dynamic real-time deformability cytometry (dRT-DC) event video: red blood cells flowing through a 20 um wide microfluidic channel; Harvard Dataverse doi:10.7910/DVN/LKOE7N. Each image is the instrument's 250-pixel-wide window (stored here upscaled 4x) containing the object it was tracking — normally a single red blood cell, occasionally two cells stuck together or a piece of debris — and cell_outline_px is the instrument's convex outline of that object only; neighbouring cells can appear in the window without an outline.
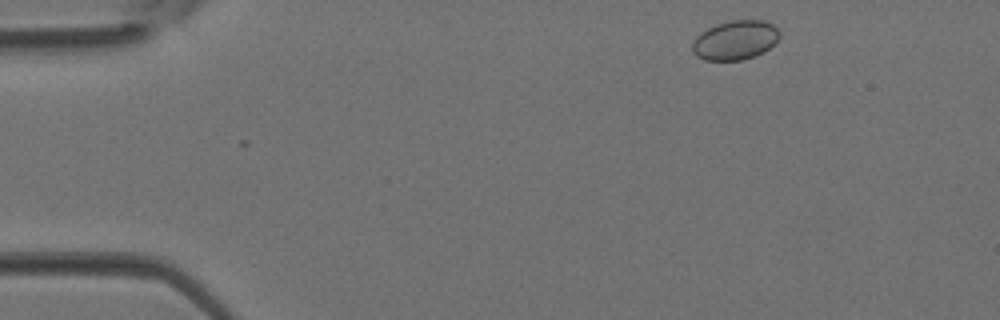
{"species": "Egyptian fruit bat (a non-hibernating species)", "species_latin": "Rousettus aegyptiacus", "temperature_condition": "room temperature", "stored_images_in_passage": 2, "camera_frame_rate_fps": 3000, "um_per_image_px": 0.085, "animal": {"sex": "female"}, "frame": {"image": 1, "passage_image": 1, "time_ms": 0.0, "image_size_px": [1000, 320], "cell_outline_px": [[780, 36], [764, 52], [740, 60], [704, 60], [696, 56], [692, 52], [692, 44], [696, 36], [700, 32], [716, 24], [732, 20], [764, 20], [772, 24], [780, 32]], "centroid_in_image_um": [62.46, 3.4], "position_along_channel_um": 22.5, "area_um2": 19.88}}